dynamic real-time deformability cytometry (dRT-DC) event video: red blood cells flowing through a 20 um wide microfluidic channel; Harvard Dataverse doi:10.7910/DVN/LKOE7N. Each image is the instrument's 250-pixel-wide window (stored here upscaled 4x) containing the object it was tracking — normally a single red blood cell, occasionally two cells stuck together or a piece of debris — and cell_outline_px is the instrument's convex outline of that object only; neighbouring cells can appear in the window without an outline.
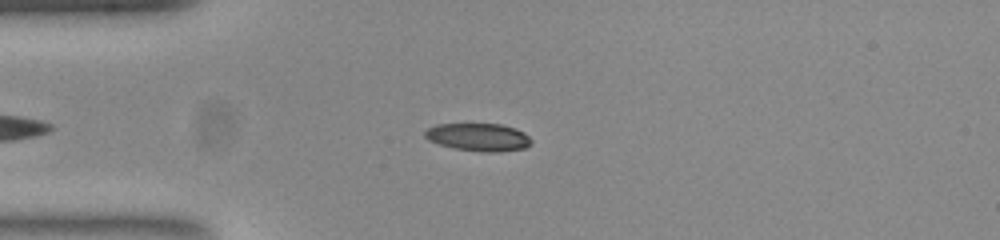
{"species": "common noctule bat (a hibernating species)", "species_latin": "Nyctalus noctula", "temperature_condition": "room temperature", "stored_images_in_passage": 46, "camera_frame_rate_fps": 3000, "um_per_image_px": 0.085, "animal": {"sex": "female", "body_mass_g": 23.0, "forearm_length_mm": 53.4}, "frame": {"image": 1, "passage_image": 9, "time_ms": 2.667, "image_size_px": [1000, 240], "cell_outline_px": [[532, 144], [524, 148], [496, 152], [488, 152], [456, 148], [440, 144], [428, 140], [424, 136], [424, 132], [428, 128], [436, 124], [500, 124], [516, 128], [524, 132], [532, 140]], "centroid_in_image_um": [40.69, 11.64], "position_along_channel_um": 44.3, "area_um2": 17.11}}
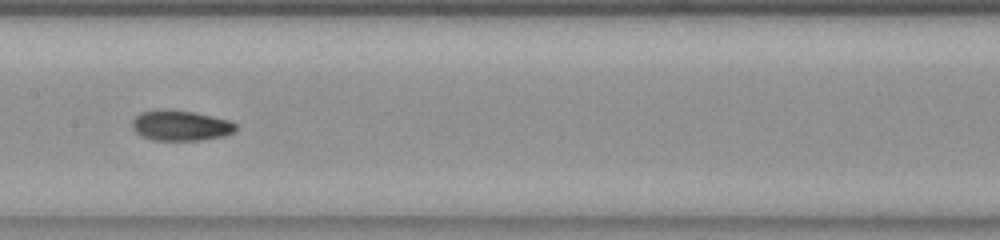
{"frame": {"image": 2, "passage_image": 22, "time_ms": 7.0, "image_size_px": [1000, 240], "cell_outline_px": [[236, 128], [232, 132], [224, 136], [200, 140], [152, 140], [140, 136], [132, 128], [132, 120], [140, 112], [160, 108], [168, 108], [196, 112], [228, 120], [236, 124]], "centroid_in_image_um": [15.3, 10.65], "position_along_channel_um": 192.1, "area_um2": 18.61}}
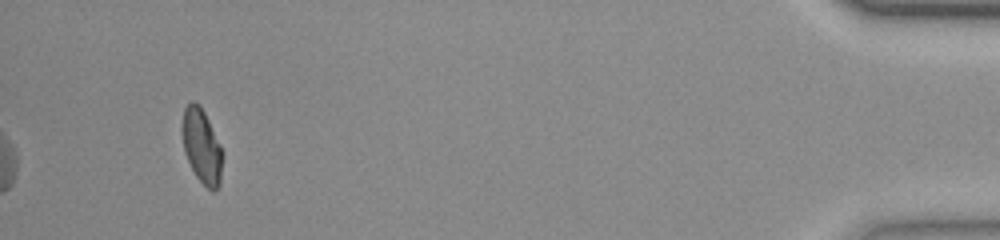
{"frame": {"image": 3, "passage_image": 46, "time_ms": 15.0, "image_size_px": [1000, 240], "cell_outline_px": [[224, 156], [220, 184], [212, 192], [196, 176], [184, 152], [184, 108], [192, 100], [200, 104], [220, 144]], "centroid_in_image_um": [17.2, 12.46], "position_along_channel_um": 418.0, "area_um2": 17.11}, "authors_computed_cell_mechanics": {"area_um2": 18.0336, "velocity_mm_per_s": 3.8064, "shape_relaxation_time_tau1_ms": 5.364, "shape_relaxation_time_tau2_ms": 2.6649, "deformation_change_tau1": 0.1803, "deformation_change_tau2": 0.0693}}